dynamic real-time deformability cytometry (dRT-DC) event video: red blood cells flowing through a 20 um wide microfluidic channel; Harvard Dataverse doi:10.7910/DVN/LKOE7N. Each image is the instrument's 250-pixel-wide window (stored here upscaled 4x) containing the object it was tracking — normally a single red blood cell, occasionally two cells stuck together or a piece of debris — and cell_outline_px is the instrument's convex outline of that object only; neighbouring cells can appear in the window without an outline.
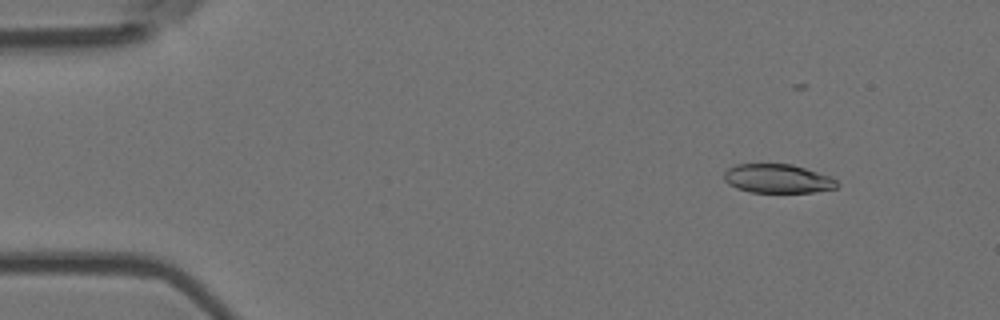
{"species": "Egyptian fruit bat (a non-hibernating species)", "species_latin": "Rousettus aegyptiacus", "temperature_condition": "room temperature", "stored_images_in_passage": 10, "camera_frame_rate_fps": 3000, "um_per_image_px": 0.085, "animal": {"sex": "female"}, "frame": {"image": 1, "passage_image": 2, "time_ms": 0.333, "image_size_px": [1000, 320], "cell_outline_px": [[840, 184], [836, 188], [812, 192], [752, 192], [736, 188], [728, 184], [724, 180], [724, 172], [728, 168], [736, 164], [792, 164], [832, 176]], "centroid_in_image_um": [66.11, 15.18], "position_along_channel_um": 18.9, "area_um2": 19.13}}
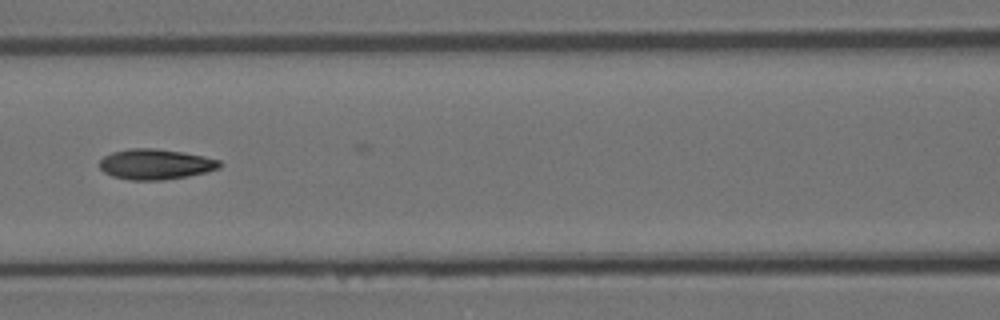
{"frame": {"image": 2, "passage_image": 7, "time_ms": 2.0, "image_size_px": [1000, 320], "cell_outline_px": [[220, 168], [208, 172], [188, 176], [164, 180], [128, 180], [112, 176], [104, 172], [100, 168], [100, 160], [104, 156], [112, 152], [128, 148], [156, 148], [184, 152], [204, 156], [220, 160]], "centroid_in_image_um": [13.22, 13.96], "position_along_channel_um": 153.4, "area_um2": 21.5}}
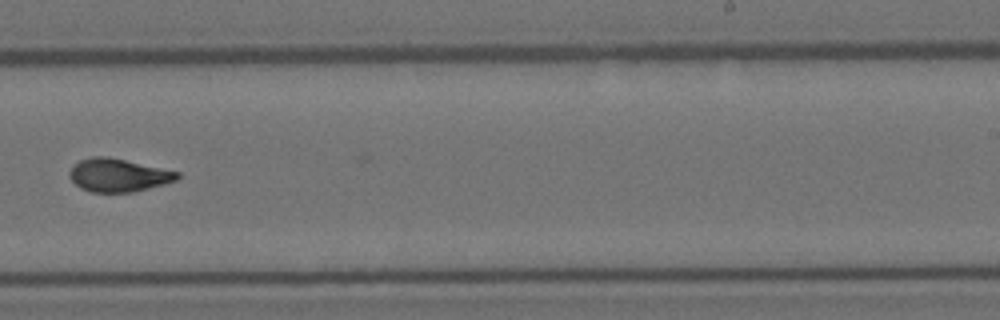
{"frame": {"image": 3, "passage_image": 10, "time_ms": 3.0, "image_size_px": [1000, 320], "cell_outline_px": [[180, 176], [176, 180], [164, 184], [132, 192], [92, 192], [80, 188], [68, 176], [68, 172], [72, 164], [80, 160], [92, 156], [104, 156], [124, 160], [180, 172]], "centroid_in_image_um": [10.01, 14.89], "position_along_channel_um": 279.0, "area_um2": 20.69}}